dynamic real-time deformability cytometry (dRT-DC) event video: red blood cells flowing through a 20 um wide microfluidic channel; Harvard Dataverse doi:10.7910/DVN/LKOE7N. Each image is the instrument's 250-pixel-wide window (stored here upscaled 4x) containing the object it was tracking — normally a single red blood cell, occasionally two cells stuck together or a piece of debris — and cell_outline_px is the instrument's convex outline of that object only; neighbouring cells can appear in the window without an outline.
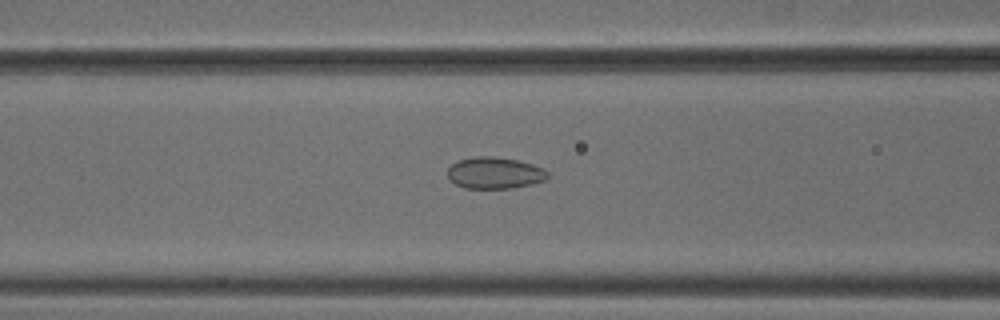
{"species": "common noctule bat (a hibernating species)", "species_latin": "Nyctalus noctula", "temperature_condition": "cold", "stored_images_in_passage": 43, "camera_frame_rate_fps": 3000, "um_per_image_px": 0.085, "animal": {"sex": "male", "body_mass_g": 18.8}, "frame": {"image": 1, "passage_image": 12, "time_ms": 3.667, "image_size_px": [1000, 320], "cell_outline_px": [[552, 176], [544, 180], [532, 184], [512, 188], [464, 188], [448, 180], [448, 168], [452, 164], [460, 160], [472, 156], [492, 156], [516, 160], [532, 164], [544, 168]], "centroid_in_image_um": [42.06, 14.7], "position_along_channel_um": 124.5, "area_um2": 18.55}}
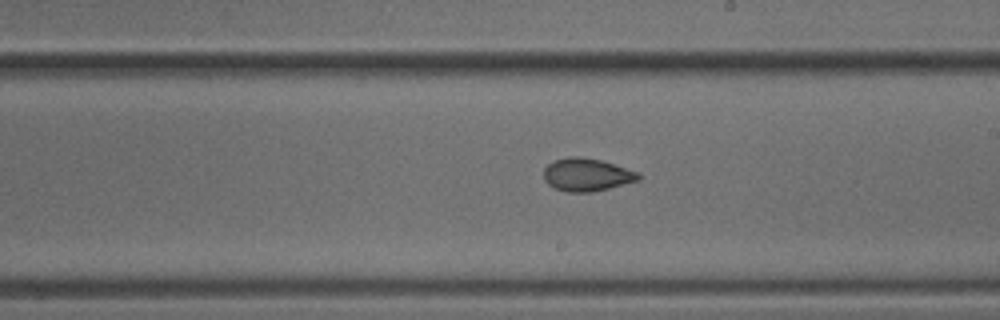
{"frame": {"image": 2, "passage_image": 21, "time_ms": 6.667, "image_size_px": [1000, 320], "cell_outline_px": [[640, 180], [592, 192], [568, 192], [556, 188], [548, 184], [544, 180], [544, 168], [548, 164], [556, 160], [568, 156], [580, 156], [600, 160], [640, 172]], "centroid_in_image_um": [49.88, 14.84], "position_along_channel_um": 239.1, "area_um2": 18.09}}
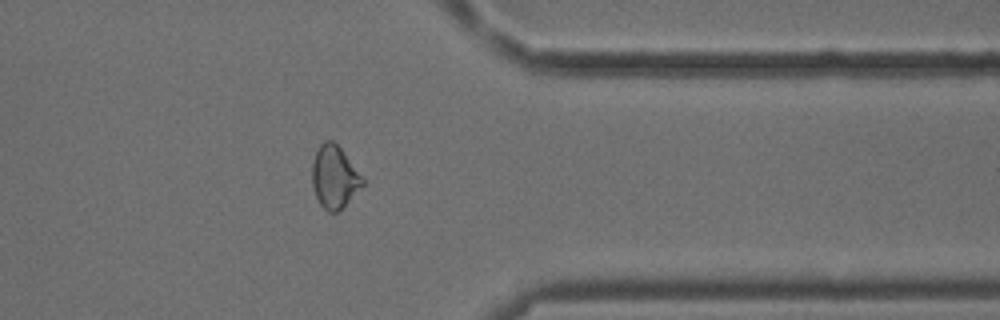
{"frame": {"image": 3, "passage_image": 33, "time_ms": 10.667, "image_size_px": [1000, 320], "cell_outline_px": [[364, 184], [336, 212], [328, 212], [320, 204], [316, 196], [312, 184], [312, 164], [316, 152], [320, 144], [324, 140], [332, 140], [340, 148], [364, 180]], "centroid_in_image_um": [28.39, 15.03], "position_along_channel_um": 383.0, "area_um2": 17.8}, "authors_computed_cell_mechanics": {"area_um2": 18.4382, "velocity_mm_per_s": 3.8112, "shape_relaxation_time_tau1_ms": null, "shape_relaxation_time_tau2_ms": 1.9551, "deformation_change_tau1": null, "deformation_change_tau2": 0.0448}}